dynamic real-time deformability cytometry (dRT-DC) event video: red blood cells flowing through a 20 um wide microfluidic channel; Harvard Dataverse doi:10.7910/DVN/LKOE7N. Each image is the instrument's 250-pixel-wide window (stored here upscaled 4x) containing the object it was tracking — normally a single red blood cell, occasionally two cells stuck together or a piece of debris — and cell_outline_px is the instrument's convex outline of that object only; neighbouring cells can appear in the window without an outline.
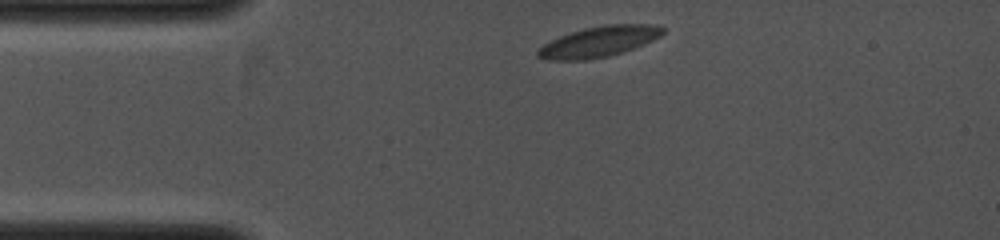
{"species": "common noctule bat (a hibernating species)", "species_latin": "Nyctalus noctula", "temperature_condition": "cold", "stored_images_in_passage": 22, "camera_frame_rate_fps": 4000, "um_per_image_px": 0.085, "animal": {"sex": "female", "body_mass_g": 19.0, "forearm_length_mm": 53.3}, "frame": {"image": 1, "passage_image": 1, "time_ms": 0.0, "image_size_px": [1000, 240], "cell_outline_px": [[664, 32], [660, 36], [644, 44], [624, 52], [608, 56], [588, 60], [544, 60], [536, 56], [536, 52], [544, 44], [560, 36], [584, 28], [604, 24], [652, 24], [664, 28]], "centroid_in_image_um": [50.9, 3.55], "position_along_channel_um": 34.1, "area_um2": 22.31}}
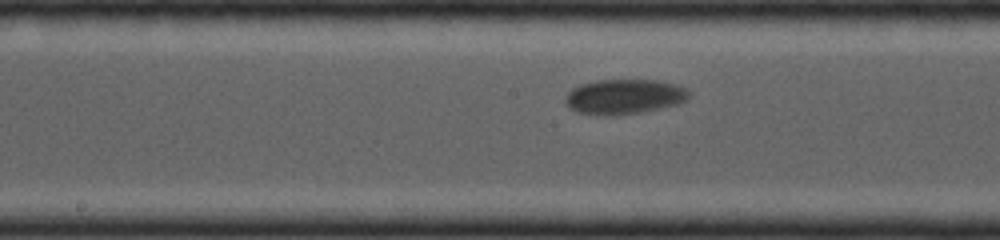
{"frame": {"image": 2, "passage_image": 13, "time_ms": 4.0, "image_size_px": [1000, 240], "cell_outline_px": [[688, 100], [676, 104], [660, 108], [640, 112], [604, 116], [576, 112], [568, 108], [564, 100], [564, 96], [572, 88], [580, 84], [596, 80], [656, 80], [676, 84], [688, 88]], "centroid_in_image_um": [53.01, 8.21], "position_along_channel_um": 195.2, "area_um2": 25.32}}
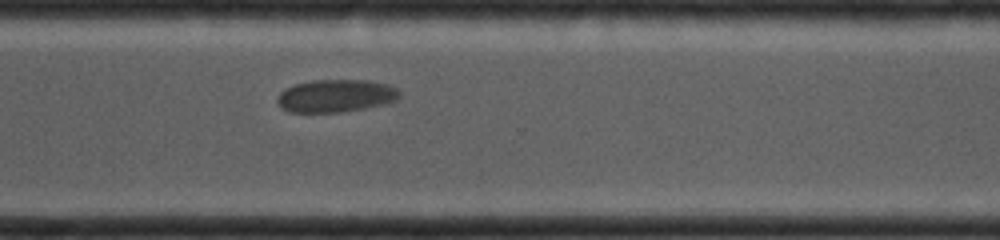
{"frame": {"image": 3, "passage_image": 22, "time_ms": 7.0, "image_size_px": [1000, 240], "cell_outline_px": [[400, 96], [396, 100], [384, 104], [364, 108], [340, 112], [288, 112], [280, 108], [276, 104], [276, 100], [280, 92], [284, 88], [296, 84], [312, 80], [368, 80], [392, 84], [400, 92]], "centroid_in_image_um": [28.53, 8.14], "position_along_channel_um": 342.1, "area_um2": 23.58}}